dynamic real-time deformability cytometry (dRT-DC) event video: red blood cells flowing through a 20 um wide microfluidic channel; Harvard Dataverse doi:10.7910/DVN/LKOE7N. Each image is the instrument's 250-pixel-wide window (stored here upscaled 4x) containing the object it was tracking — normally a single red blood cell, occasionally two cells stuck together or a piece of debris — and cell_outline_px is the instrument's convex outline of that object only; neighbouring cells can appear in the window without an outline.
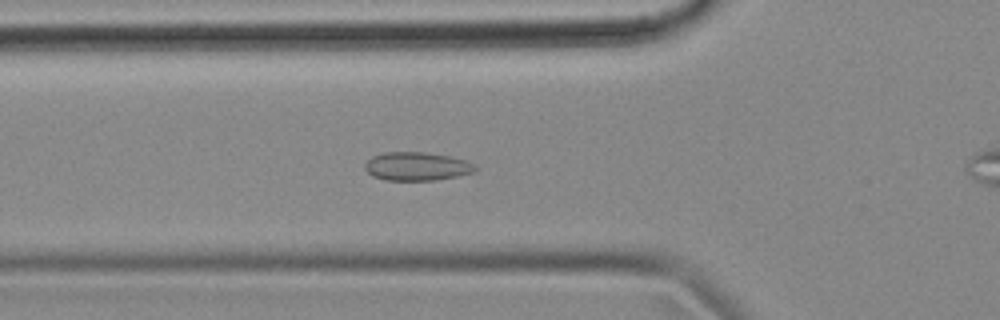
{"species": "common noctule bat (a hibernating species)", "species_latin": "Nyctalus noctula", "temperature_condition": "cold", "stored_images_in_passage": 39, "camera_frame_rate_fps": 3000, "um_per_image_px": 0.085, "animal": {"sex": "female", "body_mass_g": 18.4}, "frame": {"image": 1, "passage_image": 2, "time_ms": 0.333, "image_size_px": [1000, 320], "cell_outline_px": [[480, 168], [476, 172], [436, 180], [384, 180], [372, 176], [364, 168], [364, 164], [372, 156], [384, 152], [424, 152], [448, 156], [464, 160]], "centroid_in_image_um": [35.42, 14.14], "position_along_channel_um": 90.4, "area_um2": 18.32}}
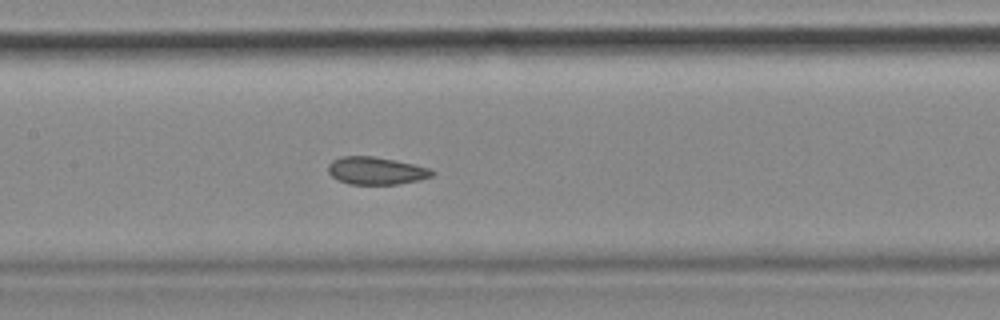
{"frame": {"image": 2, "passage_image": 9, "time_ms": 2.667, "image_size_px": [1000, 320], "cell_outline_px": [[436, 172], [432, 176], [420, 180], [396, 184], [348, 184], [332, 176], [328, 172], [328, 164], [332, 160], [344, 156], [372, 156], [412, 164], [428, 168]], "centroid_in_image_um": [31.95, 14.52], "position_along_channel_um": 175.4, "area_um2": 16.47}}
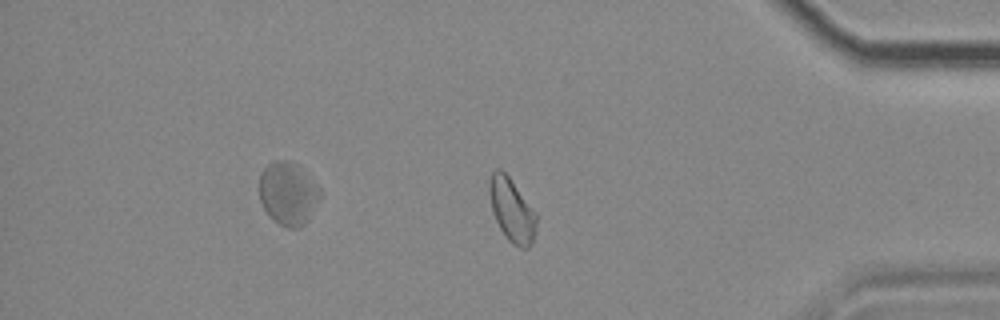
{"frame": {"image": 3, "passage_image": 29, "time_ms": 9.333, "image_size_px": [1000, 320], "cell_outline_px": [[536, 232], [532, 244], [528, 248], [524, 248], [512, 244], [508, 240], [500, 228], [492, 212], [488, 188], [488, 184], [492, 172], [496, 168], [500, 168], [508, 176], [536, 212]], "centroid_in_image_um": [43.5, 17.86], "position_along_channel_um": 391.7, "area_um2": 17.4}}